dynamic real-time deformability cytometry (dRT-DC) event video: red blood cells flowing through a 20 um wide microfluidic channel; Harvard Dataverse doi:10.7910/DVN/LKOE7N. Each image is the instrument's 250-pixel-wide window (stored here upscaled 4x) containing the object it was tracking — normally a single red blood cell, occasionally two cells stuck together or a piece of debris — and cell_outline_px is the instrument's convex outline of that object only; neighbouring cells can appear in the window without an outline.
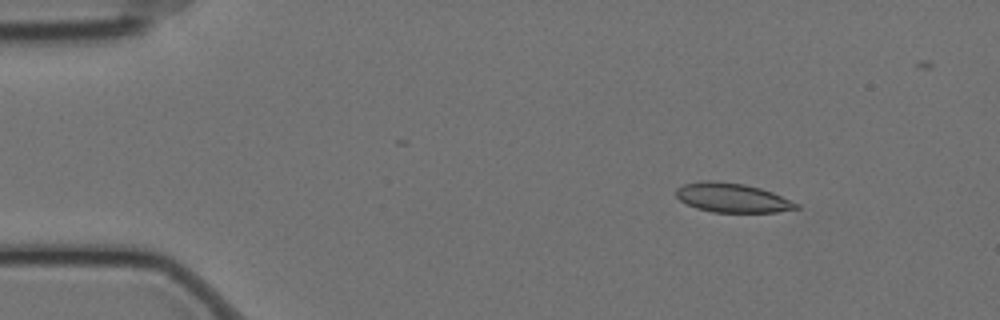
{"species": "Egyptian fruit bat (a non-hibernating species)", "species_latin": "Rousettus aegyptiacus", "temperature_condition": "cold", "stored_images_in_passage": 52, "camera_frame_rate_fps": 3000, "um_per_image_px": 0.085, "animal": {"sex": "female"}, "frame": {"image": 1, "passage_image": 1, "time_ms": 0.0, "image_size_px": [1000, 320], "cell_outline_px": [[800, 208], [776, 212], [712, 212], [696, 208], [680, 200], [676, 196], [676, 188], [684, 184], [704, 180], [712, 180], [744, 184], [760, 188], [772, 192], [800, 204]], "centroid_in_image_um": [62.24, 16.81], "position_along_channel_um": 22.8, "area_um2": 20.46}}
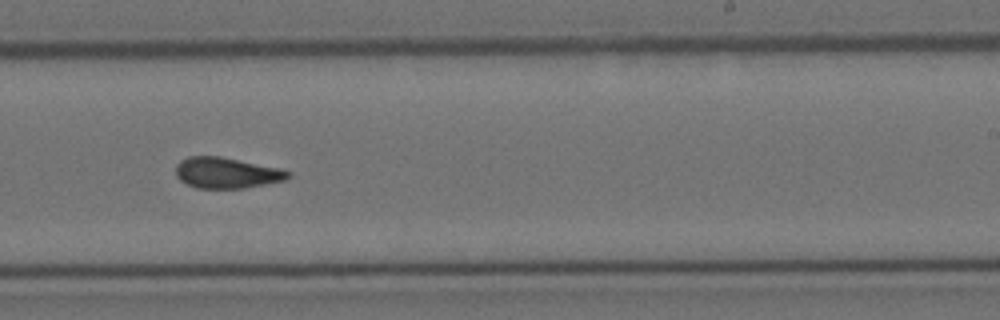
{"frame": {"image": 2, "passage_image": 29, "time_ms": 9.333, "image_size_px": [1000, 320], "cell_outline_px": [[292, 176], [288, 180], [244, 188], [196, 188], [180, 180], [176, 176], [176, 164], [180, 160], [188, 156], [220, 156], [280, 168], [292, 172]], "centroid_in_image_um": [19.29, 14.69], "position_along_channel_um": 269.7, "area_um2": 20.4}}
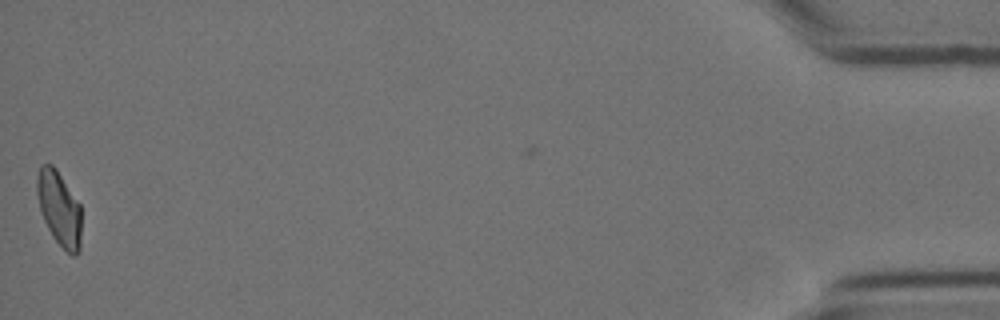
{"frame": {"image": 3, "passage_image": 51, "time_ms": 16.667, "image_size_px": [1000, 320], "cell_outline_px": [[80, 252], [76, 256], [72, 256], [52, 236], [44, 220], [40, 208], [36, 192], [36, 176], [40, 164], [52, 164], [56, 168], [80, 204]], "centroid_in_image_um": [5.02, 17.69], "position_along_channel_um": 430.2, "area_um2": 19.25}, "authors_computed_cell_mechanics": {"area_um2": 20.4323, "velocity_mm_per_s": 3.4841, "shape_relaxation_time_tau1_ms": null, "shape_relaxation_time_tau2_ms": 2.7146, "deformation_change_tau1": null, "deformation_change_tau2": 0.0605}}